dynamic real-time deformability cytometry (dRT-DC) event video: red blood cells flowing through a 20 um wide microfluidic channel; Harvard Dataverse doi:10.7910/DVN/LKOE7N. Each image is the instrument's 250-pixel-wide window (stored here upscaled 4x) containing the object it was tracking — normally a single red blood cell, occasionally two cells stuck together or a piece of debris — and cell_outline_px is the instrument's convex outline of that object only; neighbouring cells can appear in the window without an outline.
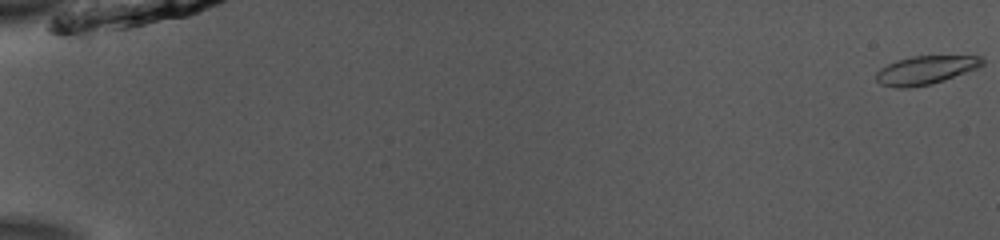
{"species": "common noctule bat (a hibernating species)", "species_latin": "Nyctalus noctula", "temperature_condition": "room temperature", "stored_images_in_passage": 54, "camera_frame_rate_fps": 3000, "um_per_image_px": 0.085, "animal": {"sex": "male", "body_mass_g": 13.0, "forearm_length_mm": 53.1}, "frame": {"image": 1, "passage_image": 1, "time_ms": 0.0, "image_size_px": [1000, 240], "cell_outline_px": [[984, 64], [976, 68], [944, 80], [932, 84], [904, 88], [892, 88], [880, 84], [876, 80], [876, 72], [880, 68], [896, 60], [912, 56], [980, 56], [984, 60]], "centroid_in_image_um": [78.62, 5.96], "position_along_channel_um": 6.4, "area_um2": 17.57}}
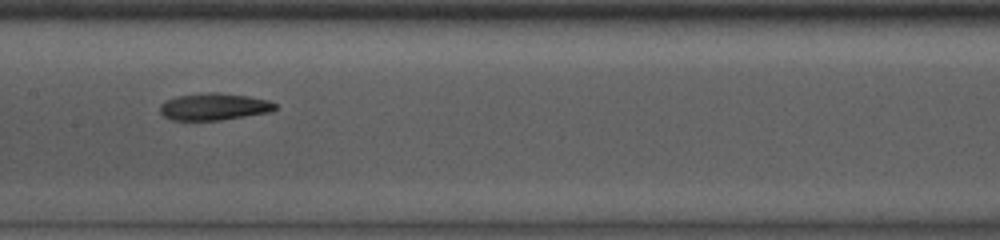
{"frame": {"image": 2, "passage_image": 29, "time_ms": 9.333, "image_size_px": [1000, 240], "cell_outline_px": [[276, 108], [272, 112], [220, 120], [172, 120], [164, 116], [160, 112], [160, 104], [176, 96], [212, 92], [220, 92], [248, 96], [268, 100], [276, 104]], "centroid_in_image_um": [18.21, 9.07], "position_along_channel_um": 189.2, "area_um2": 18.09}}
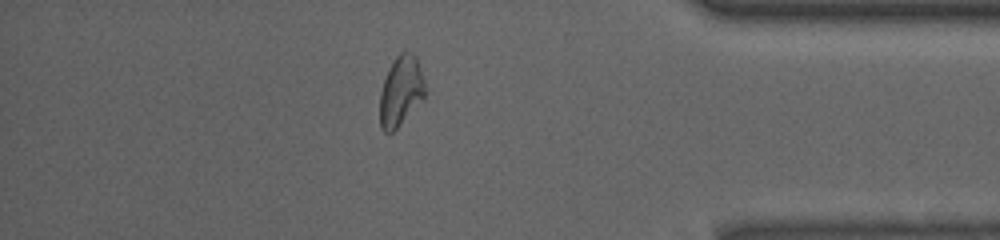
{"frame": {"image": 3, "passage_image": 47, "time_ms": 15.333, "image_size_px": [1000, 240], "cell_outline_px": [[424, 100], [392, 132], [384, 132], [380, 128], [380, 92], [388, 68], [396, 56], [404, 48], [412, 52], [416, 56], [424, 80]], "centroid_in_image_um": [34.07, 7.71], "position_along_channel_um": 401.1, "area_um2": 18.61}, "authors_computed_cell_mechanics": {"area_um2": 18.3226, "velocity_mm_per_s": 3.9163, "shape_relaxation_time_tau1_ms": 8.7641, "shape_relaxation_time_tau2_ms": 3.9248, "deformation_change_tau1": 0.2489, "deformation_change_tau2": 0.1071}}